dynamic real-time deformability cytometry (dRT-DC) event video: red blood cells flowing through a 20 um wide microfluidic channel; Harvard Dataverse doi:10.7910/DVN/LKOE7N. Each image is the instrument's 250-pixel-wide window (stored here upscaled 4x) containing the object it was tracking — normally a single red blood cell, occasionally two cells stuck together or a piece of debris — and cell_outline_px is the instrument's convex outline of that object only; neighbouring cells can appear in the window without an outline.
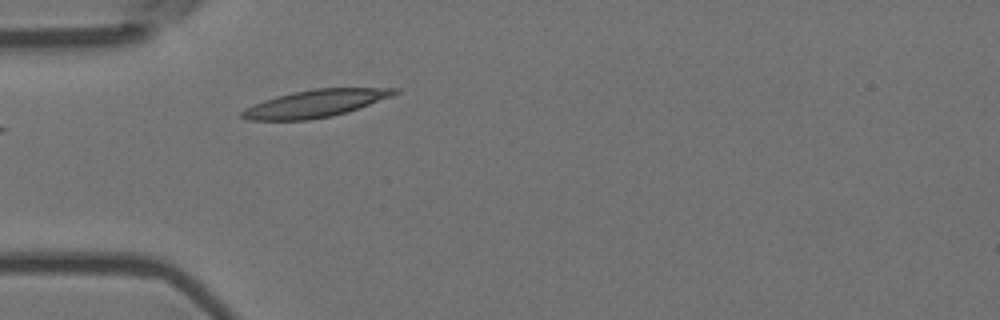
{"species": "Egyptian fruit bat (a non-hibernating species)", "species_latin": "Rousettus aegyptiacus", "temperature_condition": "room temperature", "stored_images_in_passage": 2, "camera_frame_rate_fps": 3000, "um_per_image_px": 0.085, "animal": {"sex": "female"}, "frame": {"image": 1, "passage_image": 2, "time_ms": 0.333, "image_size_px": [1000, 320], "cell_outline_px": [[400, 92], [392, 96], [348, 112], [332, 116], [308, 120], [248, 120], [240, 116], [240, 112], [244, 108], [264, 100], [276, 96], [292, 92], [312, 88], [400, 88]], "centroid_in_image_um": [26.8, 8.79], "position_along_channel_um": 58.2, "area_um2": 24.45}}